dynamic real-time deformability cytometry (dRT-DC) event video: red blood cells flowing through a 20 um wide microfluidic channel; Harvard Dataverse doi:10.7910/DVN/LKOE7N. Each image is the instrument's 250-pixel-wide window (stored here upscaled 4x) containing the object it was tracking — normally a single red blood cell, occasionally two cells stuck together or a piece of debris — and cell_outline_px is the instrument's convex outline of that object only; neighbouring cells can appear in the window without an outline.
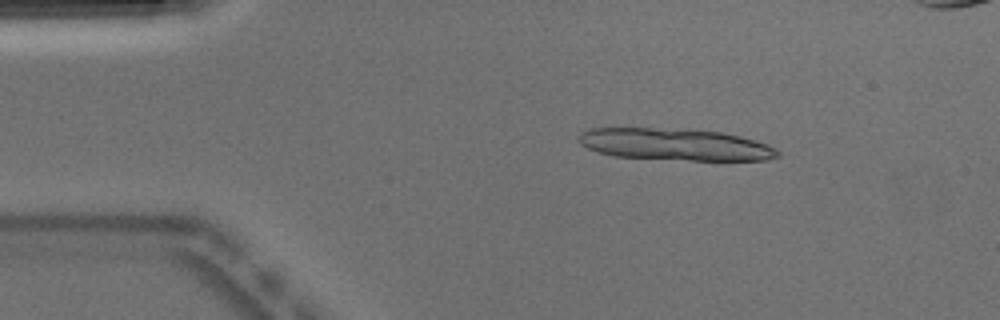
{"species": "Egyptian fruit bat (a non-hibernating species)", "species_latin": "Rousettus aegyptiacus", "temperature_condition": "warm", "stored_images_in_passage": 12, "camera_frame_rate_fps": 3000, "um_per_image_px": 0.085, "animal": {"sex": "male"}, "frame": {"image": 1, "passage_image": 6, "time_ms": 1.667, "image_size_px": [1000, 320], "cell_outline_px": [[780, 156], [768, 160], [692, 160], [612, 156], [596, 152], [580, 144], [580, 132], [588, 128], [652, 128], [720, 132], [740, 136], [756, 140], [768, 144], [776, 148], [780, 152]], "centroid_in_image_um": [57.4, 12.28], "position_along_channel_um": 27.6, "area_um2": 36.82}}